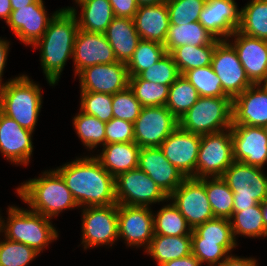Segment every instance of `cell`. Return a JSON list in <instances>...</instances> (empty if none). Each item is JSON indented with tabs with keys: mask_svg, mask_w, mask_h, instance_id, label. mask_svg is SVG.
<instances>
[{
	"mask_svg": "<svg viewBox=\"0 0 267 266\" xmlns=\"http://www.w3.org/2000/svg\"><path fill=\"white\" fill-rule=\"evenodd\" d=\"M102 153L96 155L102 167L114 178L119 174L137 168L140 147L135 142L109 143Z\"/></svg>",
	"mask_w": 267,
	"mask_h": 266,
	"instance_id": "27",
	"label": "cell"
},
{
	"mask_svg": "<svg viewBox=\"0 0 267 266\" xmlns=\"http://www.w3.org/2000/svg\"><path fill=\"white\" fill-rule=\"evenodd\" d=\"M115 17L133 19L139 5L136 0H109Z\"/></svg>",
	"mask_w": 267,
	"mask_h": 266,
	"instance_id": "49",
	"label": "cell"
},
{
	"mask_svg": "<svg viewBox=\"0 0 267 266\" xmlns=\"http://www.w3.org/2000/svg\"><path fill=\"white\" fill-rule=\"evenodd\" d=\"M191 248L201 264L205 262L209 266H215L229 256V251L220 242H202V238H191Z\"/></svg>",
	"mask_w": 267,
	"mask_h": 266,
	"instance_id": "47",
	"label": "cell"
},
{
	"mask_svg": "<svg viewBox=\"0 0 267 266\" xmlns=\"http://www.w3.org/2000/svg\"><path fill=\"white\" fill-rule=\"evenodd\" d=\"M112 99V94L81 92L80 110L107 123L113 118Z\"/></svg>",
	"mask_w": 267,
	"mask_h": 266,
	"instance_id": "44",
	"label": "cell"
},
{
	"mask_svg": "<svg viewBox=\"0 0 267 266\" xmlns=\"http://www.w3.org/2000/svg\"><path fill=\"white\" fill-rule=\"evenodd\" d=\"M234 161L231 128L204 134L199 145L195 178L221 177Z\"/></svg>",
	"mask_w": 267,
	"mask_h": 266,
	"instance_id": "8",
	"label": "cell"
},
{
	"mask_svg": "<svg viewBox=\"0 0 267 266\" xmlns=\"http://www.w3.org/2000/svg\"><path fill=\"white\" fill-rule=\"evenodd\" d=\"M133 20L141 40L155 41L164 45L170 26L166 2L139 6Z\"/></svg>",
	"mask_w": 267,
	"mask_h": 266,
	"instance_id": "25",
	"label": "cell"
},
{
	"mask_svg": "<svg viewBox=\"0 0 267 266\" xmlns=\"http://www.w3.org/2000/svg\"><path fill=\"white\" fill-rule=\"evenodd\" d=\"M215 39L199 21H195L186 25H170L164 46L166 53H171L182 45H209Z\"/></svg>",
	"mask_w": 267,
	"mask_h": 266,
	"instance_id": "30",
	"label": "cell"
},
{
	"mask_svg": "<svg viewBox=\"0 0 267 266\" xmlns=\"http://www.w3.org/2000/svg\"><path fill=\"white\" fill-rule=\"evenodd\" d=\"M183 76L197 90L200 97H229L223 92L221 81L212 65L188 70Z\"/></svg>",
	"mask_w": 267,
	"mask_h": 266,
	"instance_id": "39",
	"label": "cell"
},
{
	"mask_svg": "<svg viewBox=\"0 0 267 266\" xmlns=\"http://www.w3.org/2000/svg\"><path fill=\"white\" fill-rule=\"evenodd\" d=\"M231 138L236 162L263 168L267 162V135L263 127L232 124Z\"/></svg>",
	"mask_w": 267,
	"mask_h": 266,
	"instance_id": "17",
	"label": "cell"
},
{
	"mask_svg": "<svg viewBox=\"0 0 267 266\" xmlns=\"http://www.w3.org/2000/svg\"><path fill=\"white\" fill-rule=\"evenodd\" d=\"M220 41L215 39L209 45H182L175 48L170 54L177 65L180 75H183L188 70L211 65L215 46Z\"/></svg>",
	"mask_w": 267,
	"mask_h": 266,
	"instance_id": "31",
	"label": "cell"
},
{
	"mask_svg": "<svg viewBox=\"0 0 267 266\" xmlns=\"http://www.w3.org/2000/svg\"><path fill=\"white\" fill-rule=\"evenodd\" d=\"M32 133L0 112V151L12 163L28 165L33 151Z\"/></svg>",
	"mask_w": 267,
	"mask_h": 266,
	"instance_id": "24",
	"label": "cell"
},
{
	"mask_svg": "<svg viewBox=\"0 0 267 266\" xmlns=\"http://www.w3.org/2000/svg\"><path fill=\"white\" fill-rule=\"evenodd\" d=\"M240 13L234 0H206L198 21L216 39L227 40L240 26Z\"/></svg>",
	"mask_w": 267,
	"mask_h": 266,
	"instance_id": "21",
	"label": "cell"
},
{
	"mask_svg": "<svg viewBox=\"0 0 267 266\" xmlns=\"http://www.w3.org/2000/svg\"><path fill=\"white\" fill-rule=\"evenodd\" d=\"M138 76L143 80L170 87L180 76V73L172 55L166 53L158 62L142 71Z\"/></svg>",
	"mask_w": 267,
	"mask_h": 266,
	"instance_id": "45",
	"label": "cell"
},
{
	"mask_svg": "<svg viewBox=\"0 0 267 266\" xmlns=\"http://www.w3.org/2000/svg\"><path fill=\"white\" fill-rule=\"evenodd\" d=\"M134 142L140 148L159 147L178 127V119L166 106L142 107L133 123Z\"/></svg>",
	"mask_w": 267,
	"mask_h": 266,
	"instance_id": "10",
	"label": "cell"
},
{
	"mask_svg": "<svg viewBox=\"0 0 267 266\" xmlns=\"http://www.w3.org/2000/svg\"><path fill=\"white\" fill-rule=\"evenodd\" d=\"M8 48H9V42L6 40L0 39V89L6 84V83H1L2 81V75H3V69L5 67V63L7 60V53H8Z\"/></svg>",
	"mask_w": 267,
	"mask_h": 266,
	"instance_id": "52",
	"label": "cell"
},
{
	"mask_svg": "<svg viewBox=\"0 0 267 266\" xmlns=\"http://www.w3.org/2000/svg\"><path fill=\"white\" fill-rule=\"evenodd\" d=\"M11 1V6L12 10H17L20 9V7L27 6L36 0H10Z\"/></svg>",
	"mask_w": 267,
	"mask_h": 266,
	"instance_id": "54",
	"label": "cell"
},
{
	"mask_svg": "<svg viewBox=\"0 0 267 266\" xmlns=\"http://www.w3.org/2000/svg\"><path fill=\"white\" fill-rule=\"evenodd\" d=\"M113 117L134 123L142 110L141 103L136 99L132 89H126L113 94Z\"/></svg>",
	"mask_w": 267,
	"mask_h": 266,
	"instance_id": "46",
	"label": "cell"
},
{
	"mask_svg": "<svg viewBox=\"0 0 267 266\" xmlns=\"http://www.w3.org/2000/svg\"><path fill=\"white\" fill-rule=\"evenodd\" d=\"M146 252L156 260L158 266L174 259L186 257L192 253L191 235L154 234Z\"/></svg>",
	"mask_w": 267,
	"mask_h": 266,
	"instance_id": "28",
	"label": "cell"
},
{
	"mask_svg": "<svg viewBox=\"0 0 267 266\" xmlns=\"http://www.w3.org/2000/svg\"><path fill=\"white\" fill-rule=\"evenodd\" d=\"M171 204V205H170ZM161 208L153 215L154 234L180 236L191 235L192 228L188 225L185 217L173 203Z\"/></svg>",
	"mask_w": 267,
	"mask_h": 266,
	"instance_id": "36",
	"label": "cell"
},
{
	"mask_svg": "<svg viewBox=\"0 0 267 266\" xmlns=\"http://www.w3.org/2000/svg\"><path fill=\"white\" fill-rule=\"evenodd\" d=\"M240 11L238 31L251 37L267 40V0H251Z\"/></svg>",
	"mask_w": 267,
	"mask_h": 266,
	"instance_id": "33",
	"label": "cell"
},
{
	"mask_svg": "<svg viewBox=\"0 0 267 266\" xmlns=\"http://www.w3.org/2000/svg\"><path fill=\"white\" fill-rule=\"evenodd\" d=\"M221 40L214 49L211 65L221 81L223 92L231 99L243 93L252 83L238 58L234 47Z\"/></svg>",
	"mask_w": 267,
	"mask_h": 266,
	"instance_id": "13",
	"label": "cell"
},
{
	"mask_svg": "<svg viewBox=\"0 0 267 266\" xmlns=\"http://www.w3.org/2000/svg\"><path fill=\"white\" fill-rule=\"evenodd\" d=\"M73 60L76 75L86 67L117 62L114 50L103 33H91L78 29Z\"/></svg>",
	"mask_w": 267,
	"mask_h": 266,
	"instance_id": "20",
	"label": "cell"
},
{
	"mask_svg": "<svg viewBox=\"0 0 267 266\" xmlns=\"http://www.w3.org/2000/svg\"><path fill=\"white\" fill-rule=\"evenodd\" d=\"M178 126L195 134H210L231 128L232 99L230 97H199L196 103L178 119Z\"/></svg>",
	"mask_w": 267,
	"mask_h": 266,
	"instance_id": "6",
	"label": "cell"
},
{
	"mask_svg": "<svg viewBox=\"0 0 267 266\" xmlns=\"http://www.w3.org/2000/svg\"><path fill=\"white\" fill-rule=\"evenodd\" d=\"M232 124L257 127L267 124V91L261 84H252L232 99Z\"/></svg>",
	"mask_w": 267,
	"mask_h": 266,
	"instance_id": "23",
	"label": "cell"
},
{
	"mask_svg": "<svg viewBox=\"0 0 267 266\" xmlns=\"http://www.w3.org/2000/svg\"><path fill=\"white\" fill-rule=\"evenodd\" d=\"M233 220V221H231ZM234 239L237 234L248 237H266L267 230L264 225L261 203L251 208L234 212L230 218Z\"/></svg>",
	"mask_w": 267,
	"mask_h": 266,
	"instance_id": "34",
	"label": "cell"
},
{
	"mask_svg": "<svg viewBox=\"0 0 267 266\" xmlns=\"http://www.w3.org/2000/svg\"><path fill=\"white\" fill-rule=\"evenodd\" d=\"M40 90L26 75L11 79L0 89V112L33 132L42 105Z\"/></svg>",
	"mask_w": 267,
	"mask_h": 266,
	"instance_id": "4",
	"label": "cell"
},
{
	"mask_svg": "<svg viewBox=\"0 0 267 266\" xmlns=\"http://www.w3.org/2000/svg\"><path fill=\"white\" fill-rule=\"evenodd\" d=\"M80 77L81 92L115 94L129 86V73L126 63L117 61L84 68Z\"/></svg>",
	"mask_w": 267,
	"mask_h": 266,
	"instance_id": "14",
	"label": "cell"
},
{
	"mask_svg": "<svg viewBox=\"0 0 267 266\" xmlns=\"http://www.w3.org/2000/svg\"><path fill=\"white\" fill-rule=\"evenodd\" d=\"M199 97L191 83L183 75H180L169 87L165 106L179 119L196 103Z\"/></svg>",
	"mask_w": 267,
	"mask_h": 266,
	"instance_id": "37",
	"label": "cell"
},
{
	"mask_svg": "<svg viewBox=\"0 0 267 266\" xmlns=\"http://www.w3.org/2000/svg\"><path fill=\"white\" fill-rule=\"evenodd\" d=\"M49 219L40 213L11 206L7 223L0 220V232L4 230L5 238L28 245L40 253L42 248L58 238V232Z\"/></svg>",
	"mask_w": 267,
	"mask_h": 266,
	"instance_id": "5",
	"label": "cell"
},
{
	"mask_svg": "<svg viewBox=\"0 0 267 266\" xmlns=\"http://www.w3.org/2000/svg\"><path fill=\"white\" fill-rule=\"evenodd\" d=\"M56 171L62 176L78 206L117 204L115 178L102 167L96 156L76 159Z\"/></svg>",
	"mask_w": 267,
	"mask_h": 266,
	"instance_id": "1",
	"label": "cell"
},
{
	"mask_svg": "<svg viewBox=\"0 0 267 266\" xmlns=\"http://www.w3.org/2000/svg\"><path fill=\"white\" fill-rule=\"evenodd\" d=\"M206 0H167L170 25H186L199 20Z\"/></svg>",
	"mask_w": 267,
	"mask_h": 266,
	"instance_id": "42",
	"label": "cell"
},
{
	"mask_svg": "<svg viewBox=\"0 0 267 266\" xmlns=\"http://www.w3.org/2000/svg\"><path fill=\"white\" fill-rule=\"evenodd\" d=\"M139 6L158 5L167 2V0H136Z\"/></svg>",
	"mask_w": 267,
	"mask_h": 266,
	"instance_id": "55",
	"label": "cell"
},
{
	"mask_svg": "<svg viewBox=\"0 0 267 266\" xmlns=\"http://www.w3.org/2000/svg\"><path fill=\"white\" fill-rule=\"evenodd\" d=\"M263 128H264L265 133H266V135H267V124H266Z\"/></svg>",
	"mask_w": 267,
	"mask_h": 266,
	"instance_id": "58",
	"label": "cell"
},
{
	"mask_svg": "<svg viewBox=\"0 0 267 266\" xmlns=\"http://www.w3.org/2000/svg\"><path fill=\"white\" fill-rule=\"evenodd\" d=\"M76 3L82 6L80 19L76 17L79 29L104 34L115 17L109 0H79Z\"/></svg>",
	"mask_w": 267,
	"mask_h": 266,
	"instance_id": "29",
	"label": "cell"
},
{
	"mask_svg": "<svg viewBox=\"0 0 267 266\" xmlns=\"http://www.w3.org/2000/svg\"><path fill=\"white\" fill-rule=\"evenodd\" d=\"M187 220L192 230L214 219L213 211L208 200L205 185L196 178H186L168 197Z\"/></svg>",
	"mask_w": 267,
	"mask_h": 266,
	"instance_id": "12",
	"label": "cell"
},
{
	"mask_svg": "<svg viewBox=\"0 0 267 266\" xmlns=\"http://www.w3.org/2000/svg\"><path fill=\"white\" fill-rule=\"evenodd\" d=\"M17 194L28 203L31 211L51 218L63 209L79 207L62 176L54 169L42 177L30 179L17 188Z\"/></svg>",
	"mask_w": 267,
	"mask_h": 266,
	"instance_id": "3",
	"label": "cell"
},
{
	"mask_svg": "<svg viewBox=\"0 0 267 266\" xmlns=\"http://www.w3.org/2000/svg\"><path fill=\"white\" fill-rule=\"evenodd\" d=\"M161 266H201V262L191 253L186 257L168 261Z\"/></svg>",
	"mask_w": 267,
	"mask_h": 266,
	"instance_id": "51",
	"label": "cell"
},
{
	"mask_svg": "<svg viewBox=\"0 0 267 266\" xmlns=\"http://www.w3.org/2000/svg\"><path fill=\"white\" fill-rule=\"evenodd\" d=\"M82 244L84 249L112 245L118 239V204L83 206Z\"/></svg>",
	"mask_w": 267,
	"mask_h": 266,
	"instance_id": "11",
	"label": "cell"
},
{
	"mask_svg": "<svg viewBox=\"0 0 267 266\" xmlns=\"http://www.w3.org/2000/svg\"><path fill=\"white\" fill-rule=\"evenodd\" d=\"M137 167L144 171L168 197L186 179L167 160L160 147L140 148Z\"/></svg>",
	"mask_w": 267,
	"mask_h": 266,
	"instance_id": "19",
	"label": "cell"
},
{
	"mask_svg": "<svg viewBox=\"0 0 267 266\" xmlns=\"http://www.w3.org/2000/svg\"><path fill=\"white\" fill-rule=\"evenodd\" d=\"M262 84H264V85H262ZM261 85L267 91V78L261 83Z\"/></svg>",
	"mask_w": 267,
	"mask_h": 266,
	"instance_id": "57",
	"label": "cell"
},
{
	"mask_svg": "<svg viewBox=\"0 0 267 266\" xmlns=\"http://www.w3.org/2000/svg\"><path fill=\"white\" fill-rule=\"evenodd\" d=\"M106 144L134 142V126L132 122L112 118L106 123Z\"/></svg>",
	"mask_w": 267,
	"mask_h": 266,
	"instance_id": "48",
	"label": "cell"
},
{
	"mask_svg": "<svg viewBox=\"0 0 267 266\" xmlns=\"http://www.w3.org/2000/svg\"><path fill=\"white\" fill-rule=\"evenodd\" d=\"M191 238H202V242H220L229 252L237 245L230 219L214 218L192 230Z\"/></svg>",
	"mask_w": 267,
	"mask_h": 266,
	"instance_id": "35",
	"label": "cell"
},
{
	"mask_svg": "<svg viewBox=\"0 0 267 266\" xmlns=\"http://www.w3.org/2000/svg\"><path fill=\"white\" fill-rule=\"evenodd\" d=\"M261 209H262V216H263V221L264 225L267 230V199L261 203Z\"/></svg>",
	"mask_w": 267,
	"mask_h": 266,
	"instance_id": "56",
	"label": "cell"
},
{
	"mask_svg": "<svg viewBox=\"0 0 267 266\" xmlns=\"http://www.w3.org/2000/svg\"><path fill=\"white\" fill-rule=\"evenodd\" d=\"M5 239L0 241V266H27L39 254L28 245Z\"/></svg>",
	"mask_w": 267,
	"mask_h": 266,
	"instance_id": "43",
	"label": "cell"
},
{
	"mask_svg": "<svg viewBox=\"0 0 267 266\" xmlns=\"http://www.w3.org/2000/svg\"><path fill=\"white\" fill-rule=\"evenodd\" d=\"M234 43L245 73L252 84H261L267 78V40L251 37L236 30Z\"/></svg>",
	"mask_w": 267,
	"mask_h": 266,
	"instance_id": "22",
	"label": "cell"
},
{
	"mask_svg": "<svg viewBox=\"0 0 267 266\" xmlns=\"http://www.w3.org/2000/svg\"><path fill=\"white\" fill-rule=\"evenodd\" d=\"M115 198L117 204L148 207L149 204L166 201L168 196L137 167L115 178Z\"/></svg>",
	"mask_w": 267,
	"mask_h": 266,
	"instance_id": "9",
	"label": "cell"
},
{
	"mask_svg": "<svg viewBox=\"0 0 267 266\" xmlns=\"http://www.w3.org/2000/svg\"><path fill=\"white\" fill-rule=\"evenodd\" d=\"M59 11L49 18L43 0H36L20 9L12 10L6 23L21 42L33 46L43 36L50 21Z\"/></svg>",
	"mask_w": 267,
	"mask_h": 266,
	"instance_id": "18",
	"label": "cell"
},
{
	"mask_svg": "<svg viewBox=\"0 0 267 266\" xmlns=\"http://www.w3.org/2000/svg\"><path fill=\"white\" fill-rule=\"evenodd\" d=\"M12 12V6L10 0H0V18L5 19L7 22Z\"/></svg>",
	"mask_w": 267,
	"mask_h": 266,
	"instance_id": "53",
	"label": "cell"
},
{
	"mask_svg": "<svg viewBox=\"0 0 267 266\" xmlns=\"http://www.w3.org/2000/svg\"><path fill=\"white\" fill-rule=\"evenodd\" d=\"M117 61L127 63L136 50L141 37L137 33L133 19L114 17L105 31Z\"/></svg>",
	"mask_w": 267,
	"mask_h": 266,
	"instance_id": "26",
	"label": "cell"
},
{
	"mask_svg": "<svg viewBox=\"0 0 267 266\" xmlns=\"http://www.w3.org/2000/svg\"><path fill=\"white\" fill-rule=\"evenodd\" d=\"M201 136L178 126L159 146L167 160L186 178H195Z\"/></svg>",
	"mask_w": 267,
	"mask_h": 266,
	"instance_id": "15",
	"label": "cell"
},
{
	"mask_svg": "<svg viewBox=\"0 0 267 266\" xmlns=\"http://www.w3.org/2000/svg\"><path fill=\"white\" fill-rule=\"evenodd\" d=\"M153 217L147 206L118 204V237L129 246L144 245L146 250L154 237Z\"/></svg>",
	"mask_w": 267,
	"mask_h": 266,
	"instance_id": "16",
	"label": "cell"
},
{
	"mask_svg": "<svg viewBox=\"0 0 267 266\" xmlns=\"http://www.w3.org/2000/svg\"><path fill=\"white\" fill-rule=\"evenodd\" d=\"M76 9L63 8L50 21L47 30L35 48L41 46V66L49 84L55 85L67 59L74 51V41L79 29ZM37 46V47H36Z\"/></svg>",
	"mask_w": 267,
	"mask_h": 266,
	"instance_id": "2",
	"label": "cell"
},
{
	"mask_svg": "<svg viewBox=\"0 0 267 266\" xmlns=\"http://www.w3.org/2000/svg\"><path fill=\"white\" fill-rule=\"evenodd\" d=\"M129 87L143 107L165 106L168 100L169 86L149 82L139 76L129 77Z\"/></svg>",
	"mask_w": 267,
	"mask_h": 266,
	"instance_id": "41",
	"label": "cell"
},
{
	"mask_svg": "<svg viewBox=\"0 0 267 266\" xmlns=\"http://www.w3.org/2000/svg\"><path fill=\"white\" fill-rule=\"evenodd\" d=\"M204 185L215 218L230 219L233 215L234 197L222 177L199 179Z\"/></svg>",
	"mask_w": 267,
	"mask_h": 266,
	"instance_id": "32",
	"label": "cell"
},
{
	"mask_svg": "<svg viewBox=\"0 0 267 266\" xmlns=\"http://www.w3.org/2000/svg\"><path fill=\"white\" fill-rule=\"evenodd\" d=\"M215 266H257V264L256 260L252 258H240L229 255L225 260Z\"/></svg>",
	"mask_w": 267,
	"mask_h": 266,
	"instance_id": "50",
	"label": "cell"
},
{
	"mask_svg": "<svg viewBox=\"0 0 267 266\" xmlns=\"http://www.w3.org/2000/svg\"><path fill=\"white\" fill-rule=\"evenodd\" d=\"M166 54L165 46L155 41L141 40L130 60L126 63L130 77L149 69Z\"/></svg>",
	"mask_w": 267,
	"mask_h": 266,
	"instance_id": "38",
	"label": "cell"
},
{
	"mask_svg": "<svg viewBox=\"0 0 267 266\" xmlns=\"http://www.w3.org/2000/svg\"><path fill=\"white\" fill-rule=\"evenodd\" d=\"M262 168L234 161L221 176L233 192V213L267 199V176Z\"/></svg>",
	"mask_w": 267,
	"mask_h": 266,
	"instance_id": "7",
	"label": "cell"
},
{
	"mask_svg": "<svg viewBox=\"0 0 267 266\" xmlns=\"http://www.w3.org/2000/svg\"><path fill=\"white\" fill-rule=\"evenodd\" d=\"M73 121L78 137L87 148L93 149L98 144L102 143L103 146L106 144L105 122L82 111L73 118Z\"/></svg>",
	"mask_w": 267,
	"mask_h": 266,
	"instance_id": "40",
	"label": "cell"
}]
</instances>
